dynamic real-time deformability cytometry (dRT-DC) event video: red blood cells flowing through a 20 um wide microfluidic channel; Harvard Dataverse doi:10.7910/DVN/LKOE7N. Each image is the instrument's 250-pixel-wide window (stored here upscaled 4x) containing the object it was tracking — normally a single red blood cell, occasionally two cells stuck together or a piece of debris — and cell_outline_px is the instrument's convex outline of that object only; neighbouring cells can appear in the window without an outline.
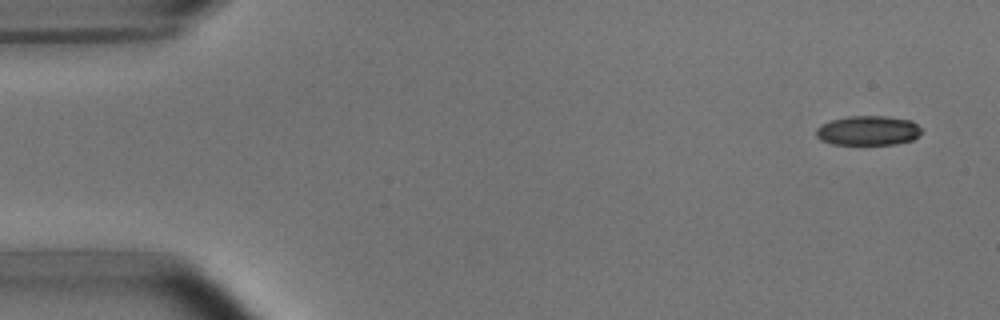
{"species": "common noctule bat (a hibernating species)", "species_latin": "Nyctalus noctula", "temperature_condition": "room temperature", "stored_images_in_passage": 50, "camera_frame_rate_fps": 3000, "um_per_image_px": 0.085, "animal": {"sex": "male", "body_mass_g": 15.6}, "frame": {"image": 1, "passage_image": 1, "time_ms": 0.0, "image_size_px": [1000, 320], "cell_outline_px": [[920, 136], [912, 140], [896, 144], [832, 144], [820, 140], [816, 136], [816, 128], [820, 124], [832, 120], [848, 116], [884, 116], [912, 120], [920, 128]], "centroid_in_image_um": [73.77, 11.1], "position_along_channel_um": 11.2, "area_um2": 18.21}}
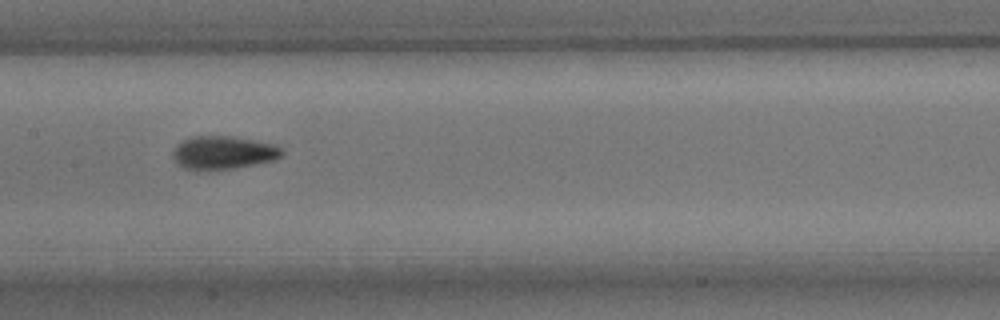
{"frame": {"image": 2, "passage_image": 24, "time_ms": 7.667, "image_size_px": [1000, 320], "cell_outline_px": [[284, 152], [280, 156], [272, 160], [256, 164], [232, 168], [196, 172], [184, 168], [176, 164], [172, 156], [172, 152], [184, 140], [192, 136], [232, 136], [272, 144], [280, 148]], "centroid_in_image_um": [18.91, 13.0], "position_along_channel_um": 188.5, "area_um2": 21.1}}
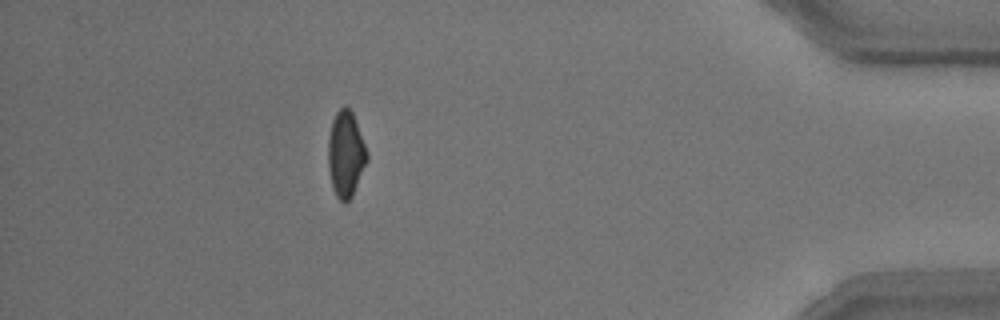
{"frame": {"image": 3, "passage_image": 45, "time_ms": 14.667, "image_size_px": [1000, 320], "cell_outline_px": [[368, 160], [352, 196], [348, 200], [340, 200], [336, 196], [332, 188], [328, 168], [328, 140], [332, 120], [336, 112], [344, 104], [352, 112], [368, 152]], "centroid_in_image_um": [29.38, 13.08], "position_along_channel_um": 405.8, "area_um2": 19.42}, "authors_computed_cell_mechanics": {"area_um2": 19.8254, "velocity_mm_per_s": 3.8204, "shape_relaxation_time_tau1_ms": 3.595, "shape_relaxation_time_tau2_ms": 1.9109, "deformation_change_tau1": 0.1226, "deformation_change_tau2": 0.0739}}